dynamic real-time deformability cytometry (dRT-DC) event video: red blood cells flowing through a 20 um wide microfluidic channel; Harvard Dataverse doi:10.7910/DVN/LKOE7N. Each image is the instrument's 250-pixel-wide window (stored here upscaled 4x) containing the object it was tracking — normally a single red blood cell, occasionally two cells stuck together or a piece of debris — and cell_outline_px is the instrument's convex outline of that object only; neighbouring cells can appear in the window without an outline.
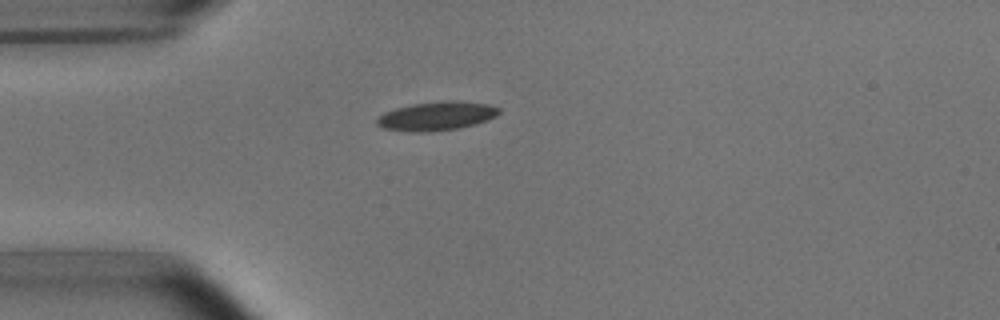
{"species": "common noctule bat (a hibernating species)", "species_latin": "Nyctalus noctula", "temperature_condition": "room temperature", "stored_images_in_passage": 40, "camera_frame_rate_fps": 3000, "um_per_image_px": 0.085, "animal": {"sex": "male", "body_mass_g": 15.6}, "frame": {"image": 1, "passage_image": 1, "time_ms": 0.0, "image_size_px": [1000, 320], "cell_outline_px": [[500, 112], [496, 116], [488, 120], [476, 124], [460, 128], [432, 132], [416, 132], [380, 128], [376, 124], [376, 120], [384, 112], [396, 108], [412, 104], [448, 100], [456, 100], [488, 104], [500, 108]], "centroid_in_image_um": [37.12, 9.87], "position_along_channel_um": 47.9, "area_um2": 20.69}}
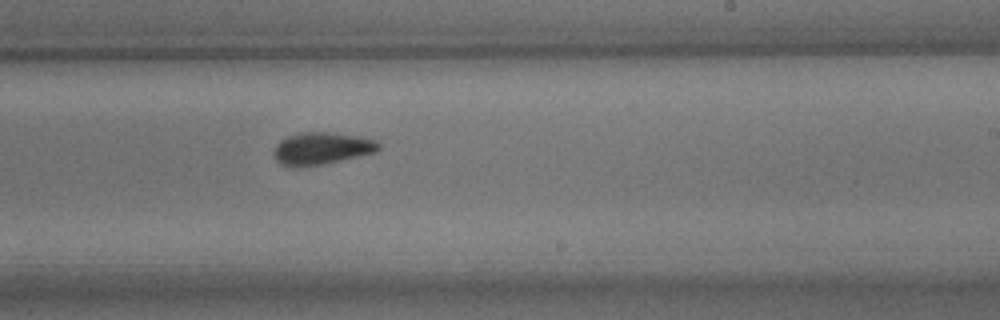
{"frame": {"image": 2, "passage_image": 19, "time_ms": 6.0, "image_size_px": [1000, 320], "cell_outline_px": [[380, 148], [376, 152], [324, 164], [300, 168], [280, 164], [272, 156], [272, 152], [276, 144], [280, 140], [288, 136], [300, 132], [328, 132], [360, 136], [376, 140], [380, 144]], "centroid_in_image_um": [27.3, 12.62], "position_along_channel_um": 261.7, "area_um2": 20.0}}
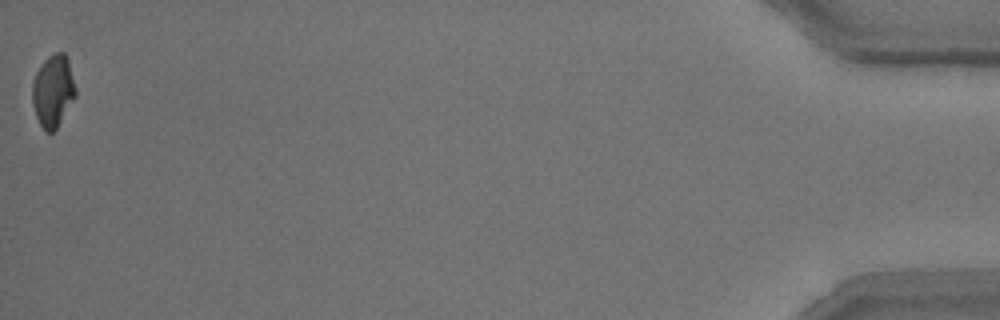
{"frame": {"image": 3, "passage_image": 40, "time_ms": 13.0, "image_size_px": [1000, 320], "cell_outline_px": [[76, 96], [56, 128], [52, 132], [44, 132], [36, 116], [32, 104], [32, 80], [36, 72], [44, 60], [52, 52], [64, 52], [68, 60], [76, 88]], "centroid_in_image_um": [4.49, 7.71], "position_along_channel_um": 430.7, "area_um2": 18.26}, "authors_computed_cell_mechanics": {"area_um2": 19.3341, "velocity_mm_per_s": 3.7593, "shape_relaxation_time_tau1_ms": 4.3403, "shape_relaxation_time_tau2_ms": 2.2864, "deformation_change_tau1": 0.122, "deformation_change_tau2": 0.0843}}